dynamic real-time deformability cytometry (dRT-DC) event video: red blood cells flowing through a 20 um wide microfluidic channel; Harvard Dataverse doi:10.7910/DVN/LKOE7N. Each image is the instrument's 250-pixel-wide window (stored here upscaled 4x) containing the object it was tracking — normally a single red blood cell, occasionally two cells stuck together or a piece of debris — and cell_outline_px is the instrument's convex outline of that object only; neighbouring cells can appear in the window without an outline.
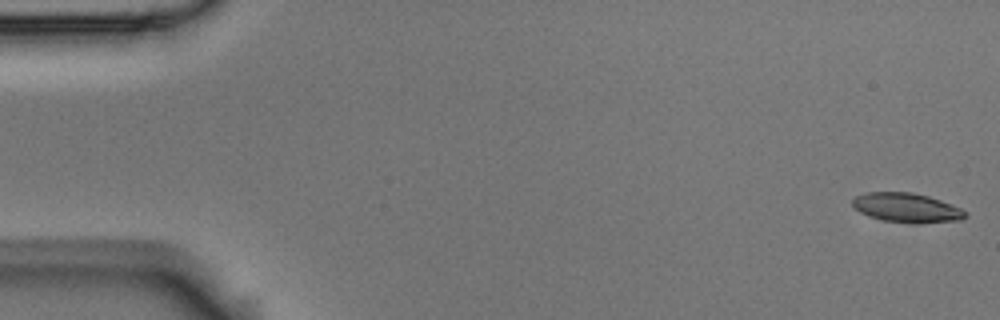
{"species": "Egyptian fruit bat (a non-hibernating species)", "species_latin": "Rousettus aegyptiacus", "temperature_condition": "room temperature", "stored_images_in_passage": 6, "camera_frame_rate_fps": 3000, "um_per_image_px": 0.085, "animal": {"sex": "male"}, "frame": {"image": 1, "passage_image": 1, "time_ms": 0.0, "image_size_px": [1000, 320], "cell_outline_px": [[968, 216], [960, 220], [916, 224], [912, 224], [884, 220], [868, 216], [860, 212], [852, 204], [852, 200], [856, 196], [864, 192], [912, 192], [928, 196], [940, 200], [960, 208], [968, 212]], "centroid_in_image_um": [77.08, 17.66], "position_along_channel_um": 7.9, "area_um2": 19.42}}
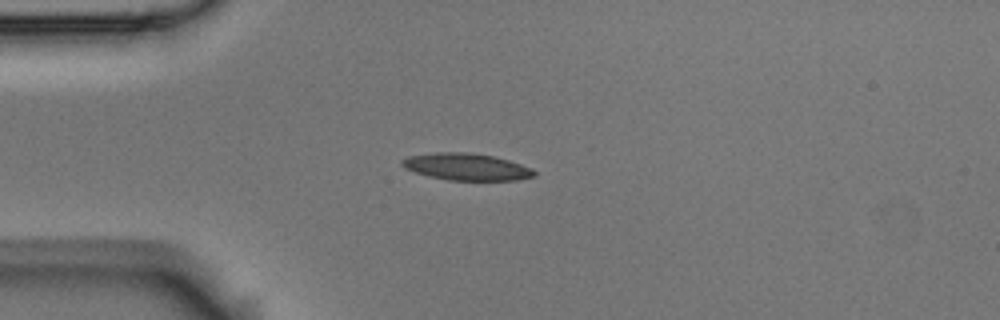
{"frame": {"image": 2, "passage_image": 5, "time_ms": 1.333, "image_size_px": [1000, 320], "cell_outline_px": [[536, 176], [516, 180], [448, 180], [428, 176], [404, 168], [400, 164], [400, 160], [408, 156], [436, 152], [468, 152], [496, 156], [532, 168], [536, 172]], "centroid_in_image_um": [39.64, 14.17], "position_along_channel_um": 45.4, "area_um2": 20.87}}
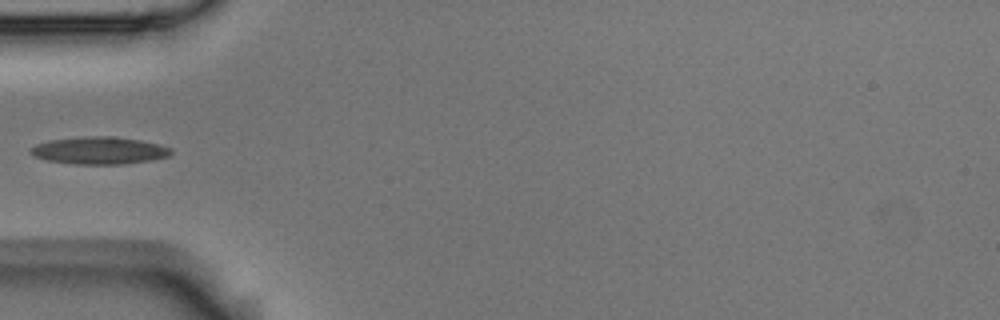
{"frame": {"image": 3, "passage_image": 6, "time_ms": 1.667, "image_size_px": [1000, 320], "cell_outline_px": [[172, 152], [168, 156], [152, 160], [124, 164], [76, 164], [48, 160], [36, 156], [32, 152], [32, 148], [36, 144], [48, 140], [80, 136], [112, 136], [140, 140], [172, 148]], "centroid_in_image_um": [8.47, 12.78], "position_along_channel_um": 76.5, "area_um2": 22.2}}